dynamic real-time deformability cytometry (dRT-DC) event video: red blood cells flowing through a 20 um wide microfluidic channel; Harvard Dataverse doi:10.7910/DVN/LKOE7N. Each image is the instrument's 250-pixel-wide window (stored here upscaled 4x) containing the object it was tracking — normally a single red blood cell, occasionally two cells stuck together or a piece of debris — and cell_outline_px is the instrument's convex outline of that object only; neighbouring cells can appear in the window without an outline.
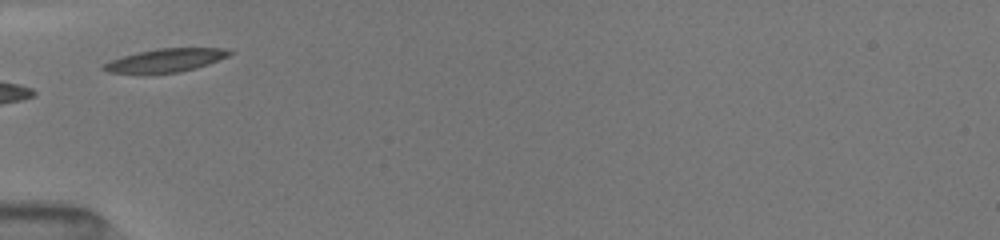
{"species": "common noctule bat (a hibernating species)", "species_latin": "Nyctalus noctula", "temperature_condition": "room temperature", "stored_images_in_passage": 23, "camera_frame_rate_fps": 3000, "um_per_image_px": 0.085, "animal": {"sex": "female", "body_mass_g": 19.5, "forearm_length_mm": 54.1}, "frame": {"image": 1, "passage_image": 1, "time_ms": 0.0, "image_size_px": [1000, 240], "cell_outline_px": [[236, 52], [228, 56], [208, 64], [196, 68], [180, 72], [108, 72], [100, 68], [100, 64], [136, 52], [156, 48], [224, 48]], "centroid_in_image_um": [14.1, 5.1], "position_along_channel_um": 70.9, "area_um2": 16.88}}